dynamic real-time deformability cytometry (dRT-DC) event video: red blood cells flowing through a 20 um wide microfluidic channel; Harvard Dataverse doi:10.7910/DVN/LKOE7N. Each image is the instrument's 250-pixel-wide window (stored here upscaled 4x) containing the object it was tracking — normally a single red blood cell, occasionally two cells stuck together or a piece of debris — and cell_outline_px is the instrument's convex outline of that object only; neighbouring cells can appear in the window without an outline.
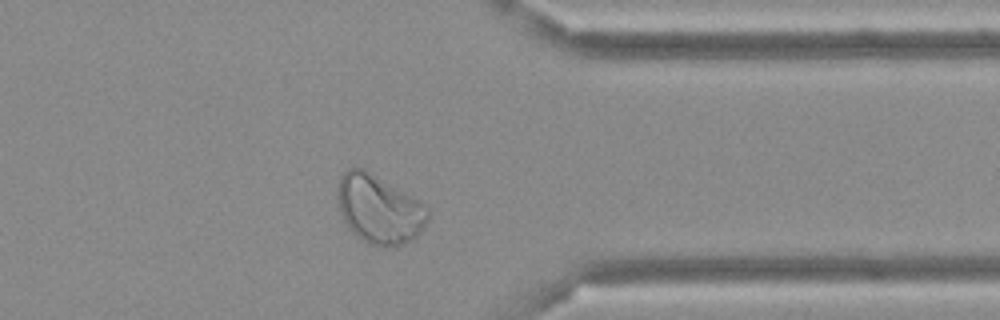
{"species": "Egyptian fruit bat (a non-hibernating species)", "species_latin": "Rousettus aegyptiacus", "temperature_condition": "cold", "stored_images_in_passage": 45, "camera_frame_rate_fps": 3000, "um_per_image_px": 0.085, "frame": {"image": 1, "passage_image": 35, "time_ms": 11.333, "image_size_px": [1000, 320], "cell_outline_px": [[428, 220], [420, 232], [412, 240], [396, 248], [384, 248], [368, 244], [356, 236], [348, 228], [340, 212], [336, 192], [336, 188], [340, 176], [348, 168], [364, 168], [420, 200], [428, 208]], "centroid_in_image_um": [32.22, 17.8], "position_along_channel_um": 379.2, "area_um2": 36.76}}
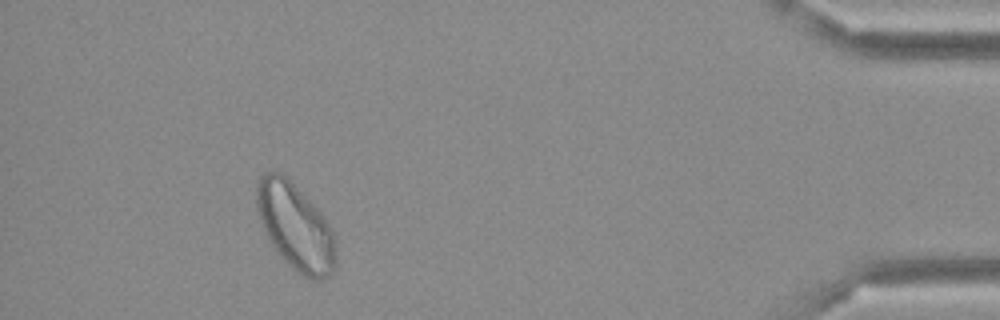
{"frame": {"image": 2, "passage_image": 41, "time_ms": 13.333, "image_size_px": [1000, 320], "cell_outline_px": [[336, 264], [332, 272], [328, 276], [320, 280], [316, 280], [304, 276], [296, 272], [288, 264], [272, 244], [260, 220], [256, 204], [256, 188], [260, 176], [264, 172], [280, 172], [324, 216], [332, 232], [336, 244]], "centroid_in_image_um": [25.12, 19.3], "position_along_channel_um": 410.1, "area_um2": 39.19}}